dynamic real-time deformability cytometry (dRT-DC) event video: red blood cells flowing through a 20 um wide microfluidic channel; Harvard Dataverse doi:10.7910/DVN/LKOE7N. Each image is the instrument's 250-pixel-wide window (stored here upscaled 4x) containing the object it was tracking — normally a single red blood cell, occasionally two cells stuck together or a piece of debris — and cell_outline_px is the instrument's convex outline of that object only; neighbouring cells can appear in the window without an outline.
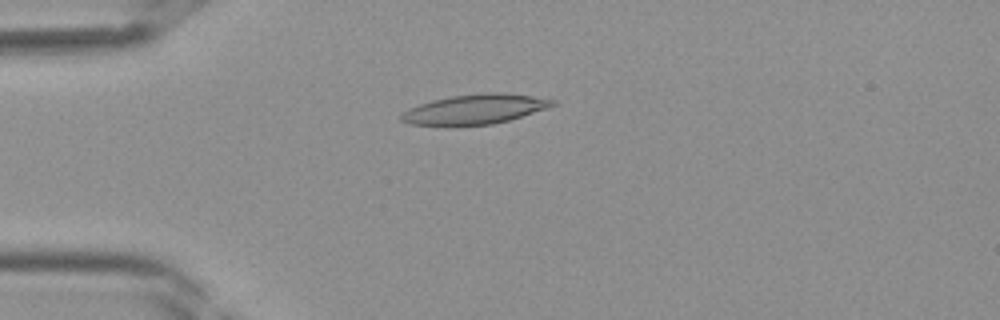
{"species": "Egyptian fruit bat (a non-hibernating species)", "species_latin": "Rousettus aegyptiacus", "temperature_condition": "room temperature", "stored_images_in_passage": 40, "camera_frame_rate_fps": 3000, "um_per_image_px": 0.085, "frame": {"image": 1, "passage_image": 10, "time_ms": 3.0, "image_size_px": [1000, 320], "cell_outline_px": [[556, 104], [548, 108], [508, 120], [492, 124], [452, 128], [444, 128], [408, 124], [400, 120], [400, 116], [408, 108], [432, 100], [452, 96], [484, 92], [500, 92], [532, 96], [556, 100]], "centroid_in_image_um": [40.28, 9.32], "position_along_channel_um": 44.7, "area_um2": 27.05}}
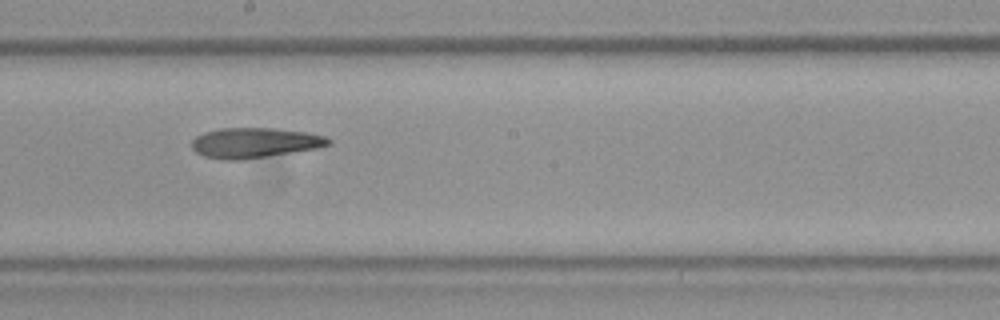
{"frame": {"image": 2, "passage_image": 22, "time_ms": 7.0, "image_size_px": [1000, 320], "cell_outline_px": [[332, 144], [316, 148], [292, 152], [240, 160], [224, 160], [204, 156], [196, 152], [192, 148], [192, 140], [196, 136], [204, 132], [220, 128], [276, 128], [304, 132], [324, 136], [332, 140]], "centroid_in_image_um": [21.62, 12.13], "position_along_channel_um": 226.6, "area_um2": 23.87}}
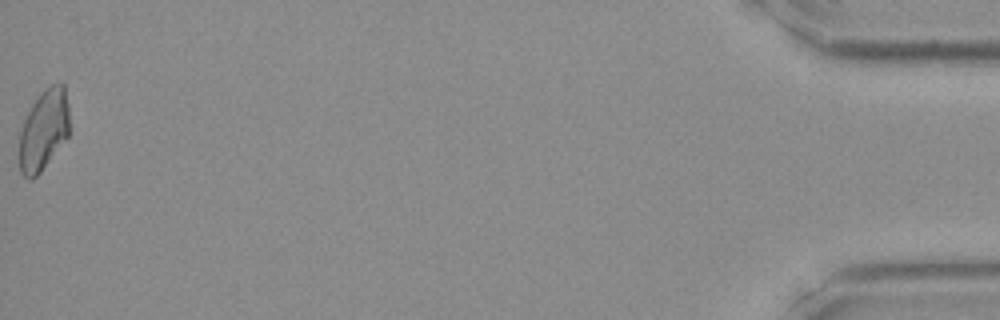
{"frame": {"image": 3, "passage_image": 40, "time_ms": 13.0, "image_size_px": [1000, 320], "cell_outline_px": [[68, 136], [40, 172], [32, 180], [28, 180], [20, 172], [20, 132], [24, 120], [32, 104], [40, 92], [44, 88], [60, 80], [64, 84], [68, 104]], "centroid_in_image_um": [3.72, 11.01], "position_along_channel_um": 431.5, "area_um2": 23.52}}